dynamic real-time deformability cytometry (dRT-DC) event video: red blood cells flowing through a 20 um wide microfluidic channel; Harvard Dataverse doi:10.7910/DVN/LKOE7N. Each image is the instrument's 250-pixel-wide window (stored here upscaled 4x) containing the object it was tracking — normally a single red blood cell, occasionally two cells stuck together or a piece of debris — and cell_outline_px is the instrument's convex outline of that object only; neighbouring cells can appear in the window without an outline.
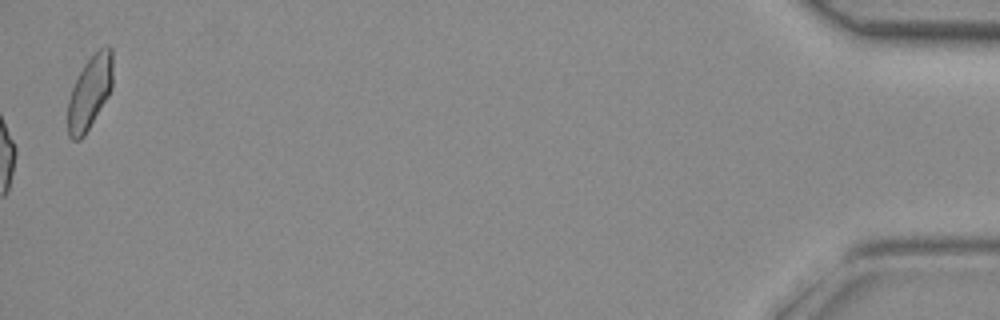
{"species": "common noctule bat (a hibernating species)", "species_latin": "Nyctalus noctula", "temperature_condition": "room temperature", "stored_images_in_passage": 29, "camera_frame_rate_fps": 3000, "um_per_image_px": 0.085, "animal": {"sex": "female", "body_mass_g": 29.2, "forearm_length_mm": 56.3}, "frame": {"image": 1, "passage_image": 29, "time_ms": 9.333, "image_size_px": [1000, 320], "cell_outline_px": [[112, 88], [108, 96], [84, 136], [80, 140], [72, 140], [68, 136], [68, 100], [72, 88], [84, 64], [100, 48], [108, 44], [112, 48]], "centroid_in_image_um": [7.63, 7.86], "position_along_channel_um": 427.6, "area_um2": 19.07}}